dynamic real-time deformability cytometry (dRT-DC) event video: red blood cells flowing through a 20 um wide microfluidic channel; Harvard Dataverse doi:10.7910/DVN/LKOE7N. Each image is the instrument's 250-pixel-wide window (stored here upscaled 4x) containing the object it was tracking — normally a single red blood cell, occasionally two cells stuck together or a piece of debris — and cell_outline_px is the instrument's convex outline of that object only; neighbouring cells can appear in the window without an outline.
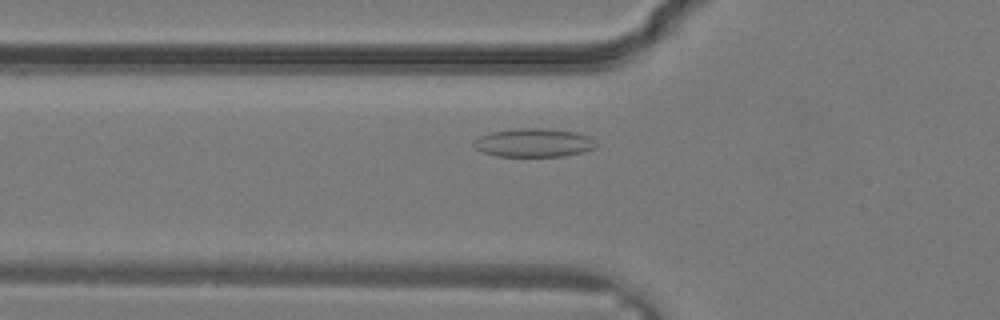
{"species": "common noctule bat (a hibernating species)", "species_latin": "Nyctalus noctula", "temperature_condition": "warm", "stored_images_in_passage": 30, "camera_frame_rate_fps": 3000, "um_per_image_px": 0.085, "animal": {"sex": "male", "body_mass_g": 19.2, "forearm_length_mm": 51.8}, "frame": {"image": 1, "passage_image": 11, "time_ms": 3.333, "image_size_px": [1000, 320], "cell_outline_px": [[596, 148], [584, 152], [564, 156], [496, 156], [484, 152], [476, 148], [472, 144], [480, 136], [492, 132], [520, 128], [540, 128], [576, 132], [588, 136], [596, 144]], "centroid_in_image_um": [45.39, 12.14], "position_along_channel_um": 80.4, "area_um2": 20.11}}
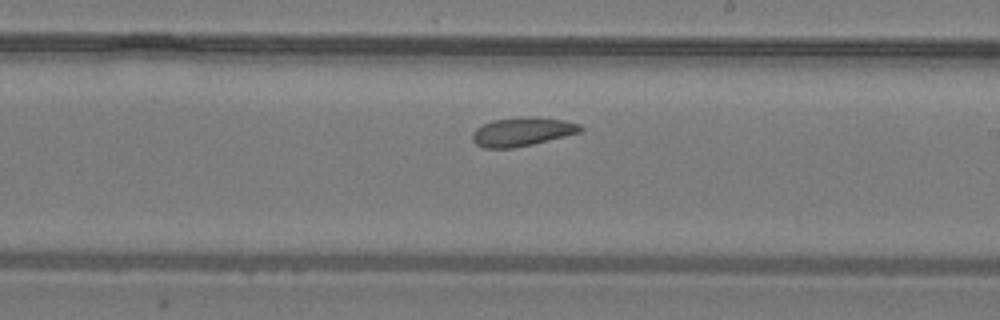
{"frame": {"image": 2, "passage_image": 19, "time_ms": 6.0, "image_size_px": [1000, 320], "cell_outline_px": [[584, 128], [580, 132], [532, 144], [512, 148], [484, 148], [476, 144], [472, 140], [472, 132], [476, 128], [492, 120], [520, 116], [536, 116], [564, 120], [580, 124]], "centroid_in_image_um": [44.37, 11.18], "position_along_channel_um": 244.6, "area_um2": 18.21}}
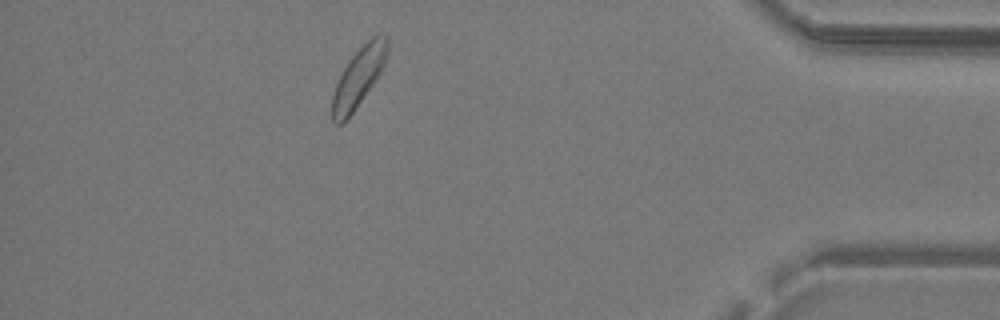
{"frame": {"image": 3, "passage_image": 29, "time_ms": 9.333, "image_size_px": [1000, 320], "cell_outline_px": [[388, 56], [380, 72], [372, 84], [352, 112], [340, 124], [336, 124], [332, 120], [332, 96], [336, 84], [348, 60], [372, 36], [388, 36]], "centroid_in_image_um": [30.48, 6.53], "position_along_channel_um": 404.7, "area_um2": 18.38}}